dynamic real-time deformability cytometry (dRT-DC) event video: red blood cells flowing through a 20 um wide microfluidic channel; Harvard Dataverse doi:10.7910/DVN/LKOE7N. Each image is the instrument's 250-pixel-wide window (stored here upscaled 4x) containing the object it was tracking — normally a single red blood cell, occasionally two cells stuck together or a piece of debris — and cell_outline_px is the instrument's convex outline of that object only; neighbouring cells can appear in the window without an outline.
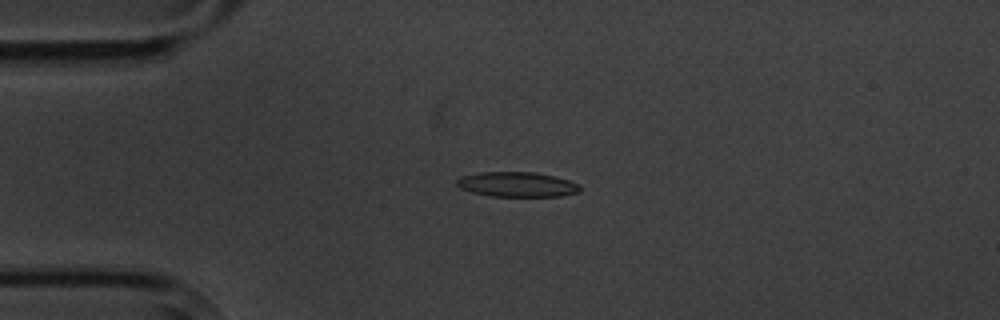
{"species": "common noctule bat (a hibernating species)", "species_latin": "Nyctalus noctula", "temperature_condition": "cold", "stored_images_in_passage": 4, "camera_frame_rate_fps": 3000, "um_per_image_px": 0.085, "animal": {"sex": "male", "body_mass_g": 20.1, "forearm_length_mm": 53.5}, "frame": {"image": 1, "passage_image": 3, "time_ms": 2.333, "image_size_px": [1000, 320], "cell_outline_px": [[580, 192], [560, 196], [488, 196], [472, 192], [460, 188], [456, 184], [456, 180], [460, 176], [480, 172], [536, 172], [568, 180], [580, 184]], "centroid_in_image_um": [43.93, 15.67], "position_along_channel_um": 41.1, "area_um2": 17.92}}